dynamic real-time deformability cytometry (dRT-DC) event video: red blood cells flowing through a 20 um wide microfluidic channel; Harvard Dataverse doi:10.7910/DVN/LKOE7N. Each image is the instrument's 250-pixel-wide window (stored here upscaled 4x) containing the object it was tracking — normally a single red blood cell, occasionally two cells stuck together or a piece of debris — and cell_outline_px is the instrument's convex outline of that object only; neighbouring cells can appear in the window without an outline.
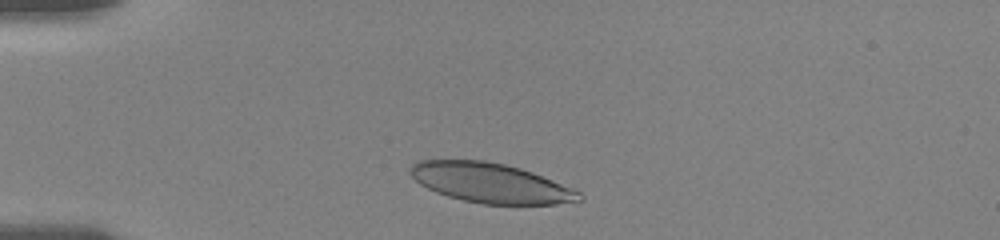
{"species": "human", "species_latin": "Homo sapiens", "temperature_condition": "room temperature", "stored_images_in_passage": 34, "camera_frame_rate_fps": 3000, "um_per_image_px": 0.085, "donor": {"sex": "female"}, "frame": {"image": 1, "passage_image": 2, "time_ms": 0.667, "image_size_px": [1000, 240], "cell_outline_px": [[584, 200], [556, 204], [480, 204], [448, 196], [436, 192], [420, 184], [408, 172], [408, 168], [412, 164], [420, 160], [484, 160], [504, 164], [520, 168], [532, 172], [572, 188], [580, 192], [584, 196]], "centroid_in_image_um": [41.69, 15.55], "position_along_channel_um": 43.3, "area_um2": 39.02}}
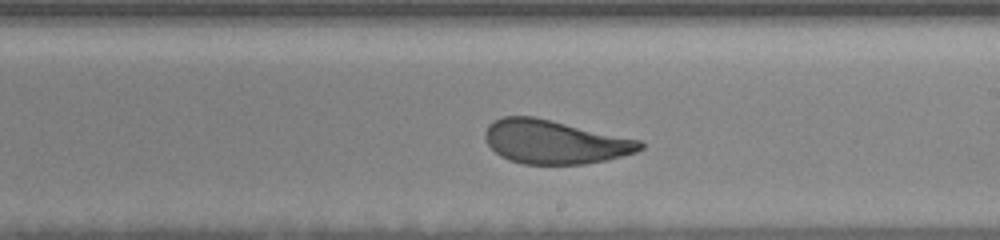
{"frame": {"image": 2, "passage_image": 20, "time_ms": 7.0, "image_size_px": [1000, 240], "cell_outline_px": [[644, 148], [636, 152], [604, 160], [584, 164], [524, 164], [508, 160], [500, 156], [488, 144], [484, 136], [484, 132], [488, 124], [504, 116], [532, 116], [640, 140], [644, 144]], "centroid_in_image_um": [47.11, 12.07], "position_along_channel_um": 241.9, "area_um2": 39.13}}
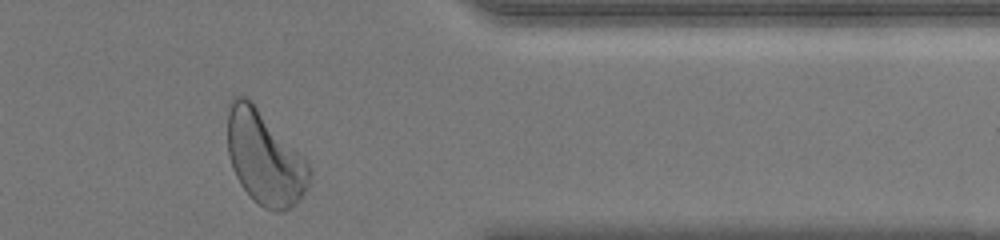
{"frame": {"image": 3, "passage_image": 33, "time_ms": 11.333, "image_size_px": [1000, 240], "cell_outline_px": [[312, 172], [308, 188], [300, 200], [284, 212], [276, 212], [264, 208], [240, 184], [232, 168], [228, 156], [228, 100], [232, 96], [244, 96], [252, 100], [308, 160], [312, 168]], "centroid_in_image_um": [22.52, 13.39], "position_along_channel_um": 388.9, "area_um2": 45.37}, "authors_computed_cell_mechanics": {"area_um2": 40.4022, "velocity_mm_per_s": 3.6498, "shape_relaxation_time_tau1_ms": 4.5617, "shape_relaxation_time_tau2_ms": 0.9169, "deformation_change_tau1": 0.1496, "deformation_change_tau2": 0.0726}}